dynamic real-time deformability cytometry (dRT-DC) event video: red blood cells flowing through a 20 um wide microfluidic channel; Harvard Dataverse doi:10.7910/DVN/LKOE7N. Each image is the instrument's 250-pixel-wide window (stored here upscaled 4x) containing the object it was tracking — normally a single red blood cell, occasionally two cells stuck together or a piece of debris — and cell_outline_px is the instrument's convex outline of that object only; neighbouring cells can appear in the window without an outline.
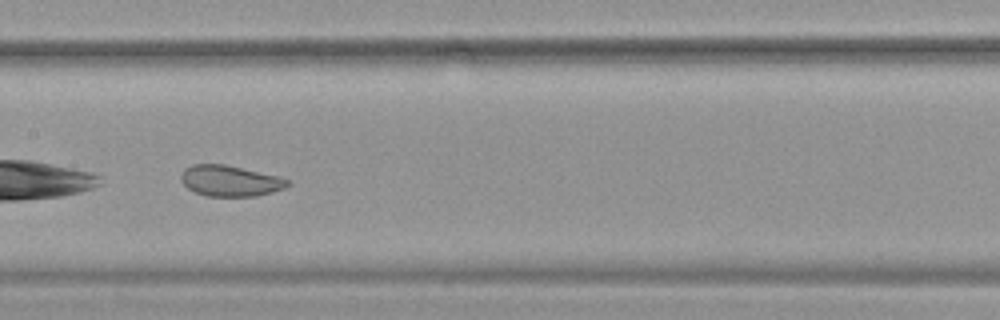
{"species": "common noctule bat (a hibernating species)", "species_latin": "Nyctalus noctula", "temperature_condition": "warm", "stored_images_in_passage": 34, "camera_frame_rate_fps": 3000, "um_per_image_px": 0.085, "animal": {"sex": "female", "body_mass_g": 19.9}, "frame": {"image": 1, "passage_image": 10, "time_ms": 3.0, "image_size_px": [1000, 320], "cell_outline_px": [[292, 184], [284, 188], [272, 192], [256, 196], [208, 196], [196, 192], [188, 188], [180, 180], [180, 172], [184, 168], [192, 164], [224, 164], [280, 176], [288, 180]], "centroid_in_image_um": [19.55, 15.36], "position_along_channel_um": 187.8, "area_um2": 19.31}}
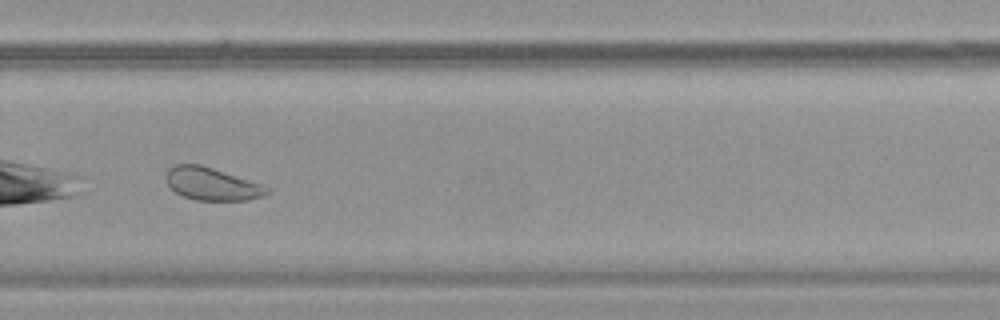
{"frame": {"image": 2, "passage_image": 20, "time_ms": 6.333, "image_size_px": [1000, 320], "cell_outline_px": [[272, 188], [264, 196], [248, 200], [196, 200], [184, 196], [176, 192], [168, 184], [164, 176], [168, 168], [172, 164], [200, 164], [264, 184]], "centroid_in_image_um": [18.03, 15.62], "position_along_channel_um": 311.8, "area_um2": 19.42}}